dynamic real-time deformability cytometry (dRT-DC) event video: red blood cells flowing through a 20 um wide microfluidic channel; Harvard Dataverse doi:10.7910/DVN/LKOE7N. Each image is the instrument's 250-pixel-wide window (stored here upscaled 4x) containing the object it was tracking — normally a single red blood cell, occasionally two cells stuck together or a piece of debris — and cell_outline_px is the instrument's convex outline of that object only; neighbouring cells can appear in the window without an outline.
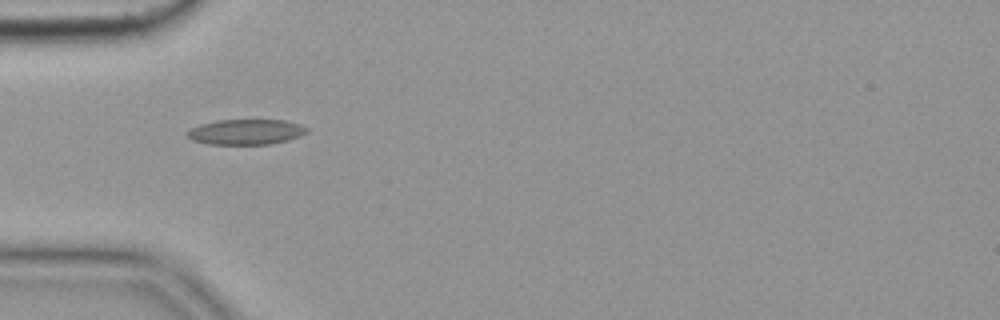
{"species": "common noctule bat (a hibernating species)", "species_latin": "Nyctalus noctula", "temperature_condition": "cold", "stored_images_in_passage": 6, "camera_frame_rate_fps": 3000, "um_per_image_px": 0.085, "animal": {"sex": "female", "body_mass_g": 19.9}, "frame": {"image": 1, "passage_image": 1, "time_ms": 0.0, "image_size_px": [1000, 320], "cell_outline_px": [[308, 132], [300, 136], [288, 140], [268, 144], [208, 144], [192, 140], [188, 136], [188, 132], [192, 128], [200, 124], [216, 120], [284, 120], [300, 124], [308, 128]], "centroid_in_image_um": [20.93, 11.21], "position_along_channel_um": 64.1, "area_um2": 17.57}}